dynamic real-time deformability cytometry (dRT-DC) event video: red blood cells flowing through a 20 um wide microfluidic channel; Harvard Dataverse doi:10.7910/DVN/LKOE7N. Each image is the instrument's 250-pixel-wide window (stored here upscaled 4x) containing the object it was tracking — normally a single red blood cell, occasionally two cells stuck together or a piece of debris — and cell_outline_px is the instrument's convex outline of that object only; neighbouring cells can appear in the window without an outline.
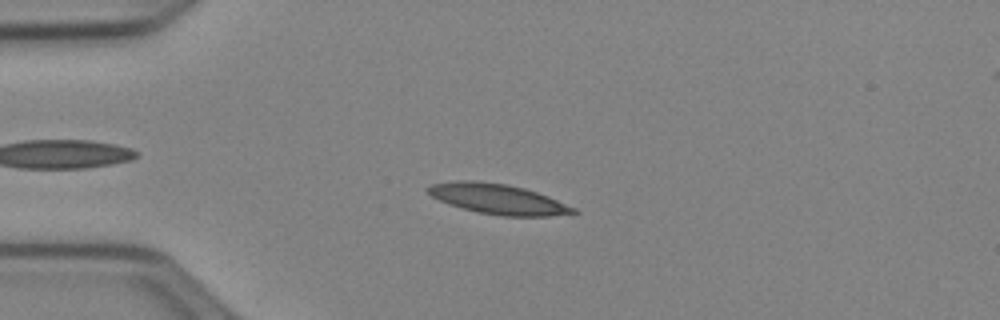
{"species": "Egyptian fruit bat (a non-hibernating species)", "species_latin": "Rousettus aegyptiacus", "temperature_condition": "cold", "stored_images_in_passage": 52, "camera_frame_rate_fps": 3000, "um_per_image_px": 0.085, "animal": {"sex": "female"}, "frame": {"image": 1, "passage_image": 13, "time_ms": 4.0, "image_size_px": [1000, 320], "cell_outline_px": [[580, 212], [548, 216], [500, 216], [476, 212], [448, 204], [432, 196], [424, 188], [432, 184], [452, 180], [476, 180], [508, 184], [524, 188], [548, 196], [576, 208]], "centroid_in_image_um": [42.29, 16.91], "position_along_channel_um": 42.7, "area_um2": 25.72}}
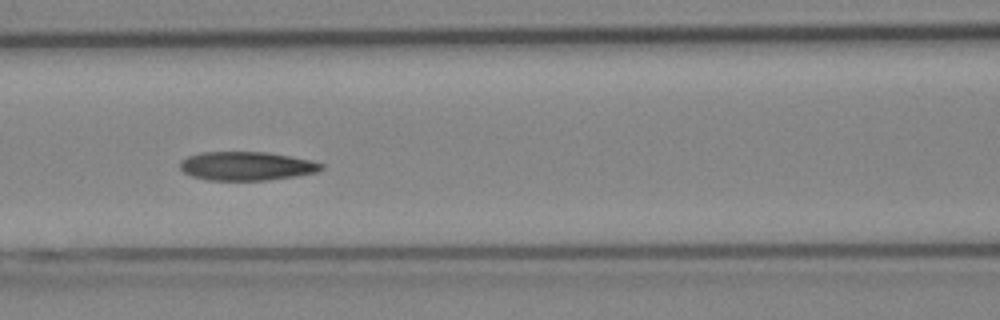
{"frame": {"image": 2, "passage_image": 23, "time_ms": 7.333, "image_size_px": [1000, 320], "cell_outline_px": [[324, 168], [316, 172], [296, 176], [268, 180], [208, 180], [192, 176], [184, 172], [180, 168], [180, 160], [188, 156], [200, 152], [264, 152], [288, 156], [308, 160], [324, 164]], "centroid_in_image_um": [20.92, 14.11], "position_along_channel_um": 145.7, "area_um2": 23.52}}
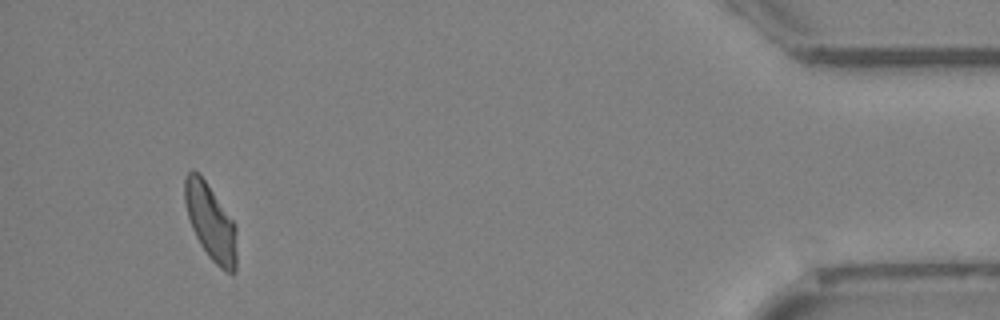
{"frame": {"image": 3, "passage_image": 49, "time_ms": 16.0, "image_size_px": [1000, 320], "cell_outline_px": [[236, 272], [232, 276], [224, 272], [208, 256], [200, 244], [192, 228], [188, 216], [184, 200], [184, 176], [192, 168], [204, 180], [236, 224]], "centroid_in_image_um": [17.91, 18.93], "position_along_channel_um": 417.3, "area_um2": 23.06}, "authors_computed_cell_mechanics": {"area_um2": 23.6113, "velocity_mm_per_s": 3.9103, "shape_relaxation_time_tau1_ms": 9.5067, "shape_relaxation_time_tau2_ms": 4.8721, "deformation_change_tau1": 0.2014, "deformation_change_tau2": 0.1115}}